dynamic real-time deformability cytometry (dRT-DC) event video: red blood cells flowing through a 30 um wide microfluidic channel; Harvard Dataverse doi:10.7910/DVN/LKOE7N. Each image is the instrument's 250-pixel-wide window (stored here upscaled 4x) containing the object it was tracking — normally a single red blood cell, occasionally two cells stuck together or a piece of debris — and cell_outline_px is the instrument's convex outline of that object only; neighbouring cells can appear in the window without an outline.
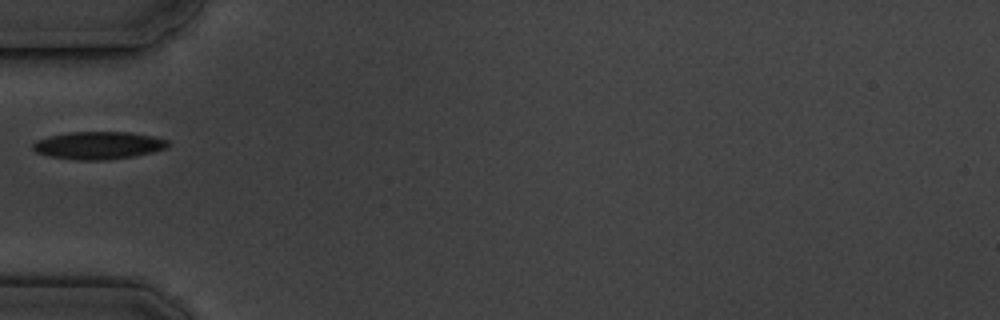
{"species": "common noctule bat (a hibernating species)", "species_latin": "Nyctalus noctula", "temperature_condition": "cold", "stored_images_in_passage": 10, "camera_frame_rate_fps": 3000, "um_per_image_px": 0.085, "animal": {"sex": "male", "body_mass_g": 19.5, "forearm_length_mm": 54.6}, "frame": {"image": 1, "passage_image": 5, "time_ms": 4.667, "image_size_px": [1000, 320], "cell_outline_px": [[168, 144], [164, 148], [152, 152], [136, 156], [108, 160], [76, 160], [48, 156], [36, 152], [32, 148], [32, 144], [36, 140], [48, 136], [68, 132], [128, 132], [152, 136], [168, 140]], "centroid_in_image_um": [8.32, 12.36], "position_along_channel_um": 76.7, "area_um2": 21.79}}